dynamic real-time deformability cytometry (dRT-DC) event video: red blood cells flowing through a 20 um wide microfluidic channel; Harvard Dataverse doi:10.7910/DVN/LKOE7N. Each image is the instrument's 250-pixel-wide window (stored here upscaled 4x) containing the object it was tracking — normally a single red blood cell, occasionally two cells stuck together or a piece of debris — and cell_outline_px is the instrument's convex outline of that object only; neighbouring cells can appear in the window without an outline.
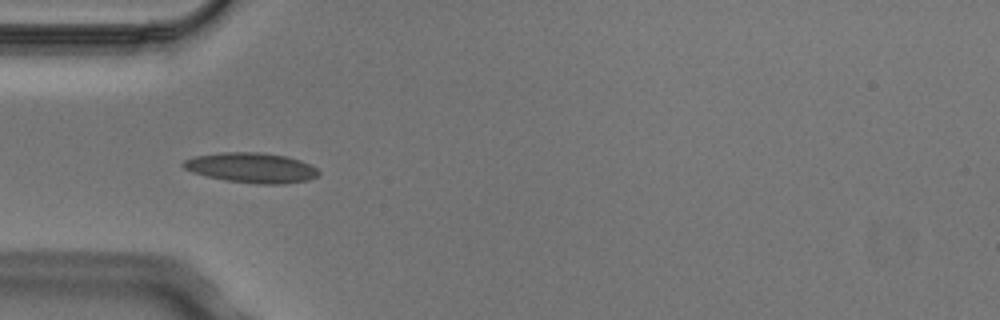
{"species": "Egyptian fruit bat (a non-hibernating species)", "species_latin": "Rousettus aegyptiacus", "temperature_condition": "cold", "stored_images_in_passage": 8, "camera_frame_rate_fps": 3000, "um_per_image_px": 0.085, "animal": {"sex": "male"}, "frame": {"image": 1, "passage_image": 4, "time_ms": 1.0, "image_size_px": [1000, 320], "cell_outline_px": [[320, 172], [316, 176], [308, 180], [284, 184], [256, 184], [224, 180], [192, 172], [184, 168], [180, 164], [184, 160], [196, 156], [224, 152], [260, 152], [288, 156], [300, 160], [316, 168]], "centroid_in_image_um": [21.37, 14.26], "position_along_channel_um": 63.6, "area_um2": 23.7}}
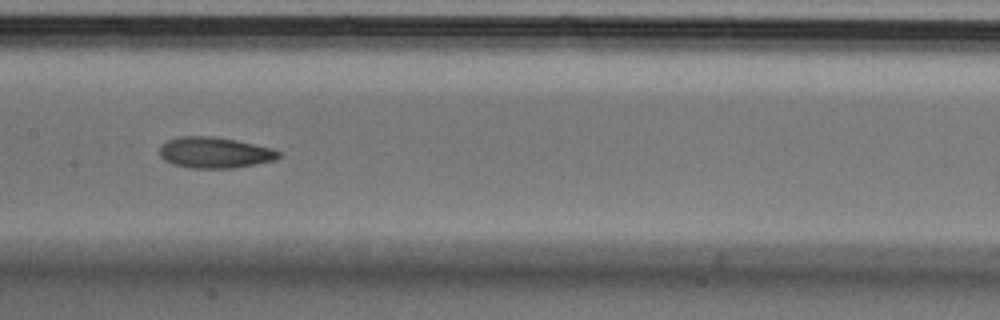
{"frame": {"image": 2, "passage_image": 7, "time_ms": 2.0, "image_size_px": [1000, 320], "cell_outline_px": [[280, 156], [276, 160], [256, 164], [232, 168], [192, 168], [172, 164], [164, 160], [160, 156], [160, 148], [168, 140], [180, 136], [212, 136], [236, 140], [272, 148], [280, 152]], "centroid_in_image_um": [18.26, 12.97], "position_along_channel_um": 189.1, "area_um2": 21.44}}
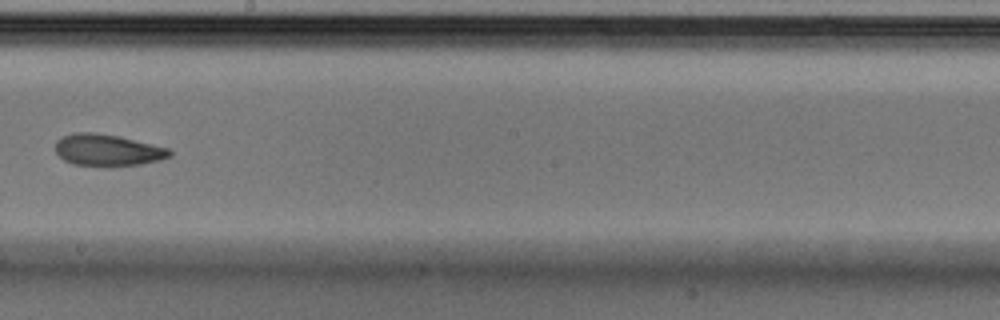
{"frame": {"image": 3, "passage_image": 8, "time_ms": 2.333, "image_size_px": [1000, 320], "cell_outline_px": [[172, 156], [160, 160], [140, 164], [104, 168], [72, 164], [64, 160], [56, 152], [56, 140], [60, 136], [76, 132], [96, 132], [120, 136], [168, 148], [172, 152]], "centroid_in_image_um": [9.12, 12.77], "position_along_channel_um": 239.1, "area_um2": 21.68}}